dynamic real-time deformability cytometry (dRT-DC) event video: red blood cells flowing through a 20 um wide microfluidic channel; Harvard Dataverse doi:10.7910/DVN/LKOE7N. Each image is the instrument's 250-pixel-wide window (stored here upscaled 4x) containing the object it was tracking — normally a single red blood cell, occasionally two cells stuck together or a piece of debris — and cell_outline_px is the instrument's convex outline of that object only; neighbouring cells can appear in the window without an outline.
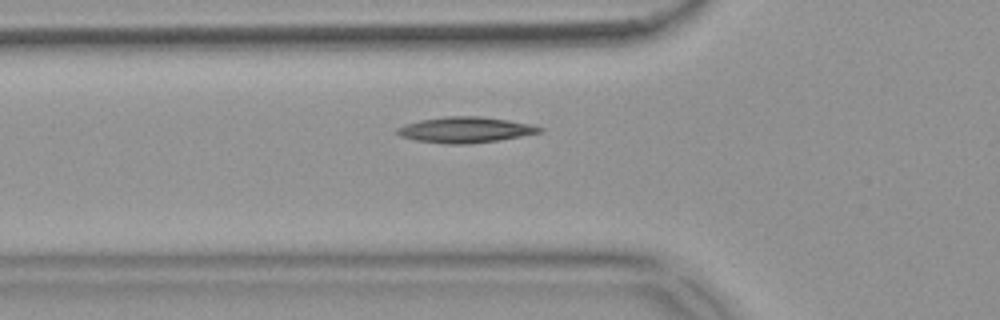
{"species": "common noctule bat (a hibernating species)", "species_latin": "Nyctalus noctula", "temperature_condition": "warm", "stored_images_in_passage": 33, "camera_frame_rate_fps": 3000, "um_per_image_px": 0.085, "animal": {"sex": "female", "body_mass_g": 18.4}, "frame": {"image": 1, "passage_image": 7, "time_ms": 2.0, "image_size_px": [1000, 320], "cell_outline_px": [[544, 132], [500, 140], [468, 144], [448, 144], [416, 140], [400, 136], [396, 132], [396, 128], [404, 124], [420, 120], [444, 116], [480, 116], [508, 120], [528, 124], [544, 128]], "centroid_in_image_um": [39.55, 11.03], "position_along_channel_um": 86.3, "area_um2": 21.44}}
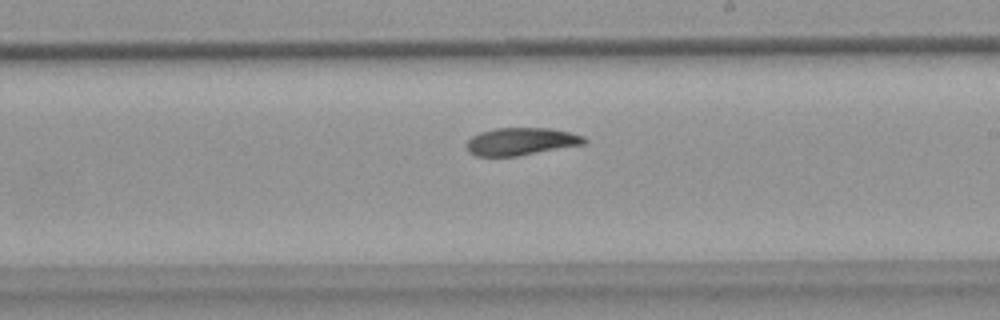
{"frame": {"image": 2, "passage_image": 20, "time_ms": 6.333, "image_size_px": [1000, 320], "cell_outline_px": [[588, 140], [584, 144], [516, 156], [476, 156], [468, 152], [468, 140], [472, 136], [480, 132], [496, 128], [552, 128], [584, 136]], "centroid_in_image_um": [44.29, 12.02], "position_along_channel_um": 244.7, "area_um2": 18.73}}
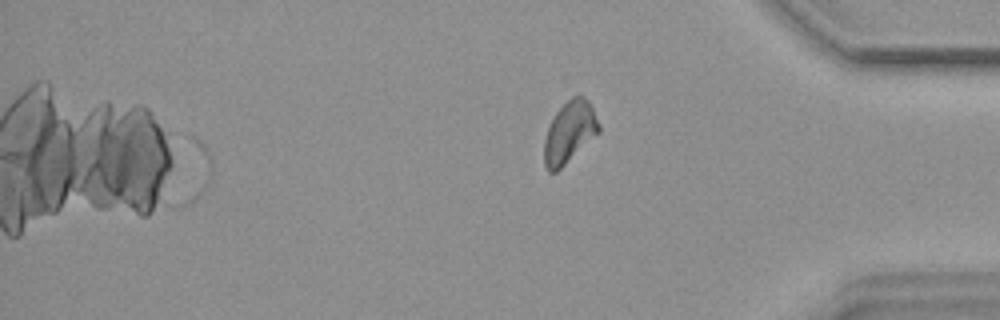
{"frame": {"image": 3, "passage_image": 33, "time_ms": 10.667, "image_size_px": [1000, 320], "cell_outline_px": [[600, 132], [556, 172], [548, 172], [544, 164], [544, 140], [548, 128], [556, 112], [572, 96], [584, 96], [588, 100], [600, 124]], "centroid_in_image_um": [48.41, 11.25], "position_along_channel_um": 386.8, "area_um2": 19.42}, "authors_computed_cell_mechanics": {"area_um2": 19.363, "velocity_mm_per_s": 3.666, "shape_relaxation_time_tau1_ms": 7.0894, "shape_relaxation_time_tau2_ms": 6.9968, "deformation_change_tau1": 0.182, "deformation_change_tau2": 0.1346}}